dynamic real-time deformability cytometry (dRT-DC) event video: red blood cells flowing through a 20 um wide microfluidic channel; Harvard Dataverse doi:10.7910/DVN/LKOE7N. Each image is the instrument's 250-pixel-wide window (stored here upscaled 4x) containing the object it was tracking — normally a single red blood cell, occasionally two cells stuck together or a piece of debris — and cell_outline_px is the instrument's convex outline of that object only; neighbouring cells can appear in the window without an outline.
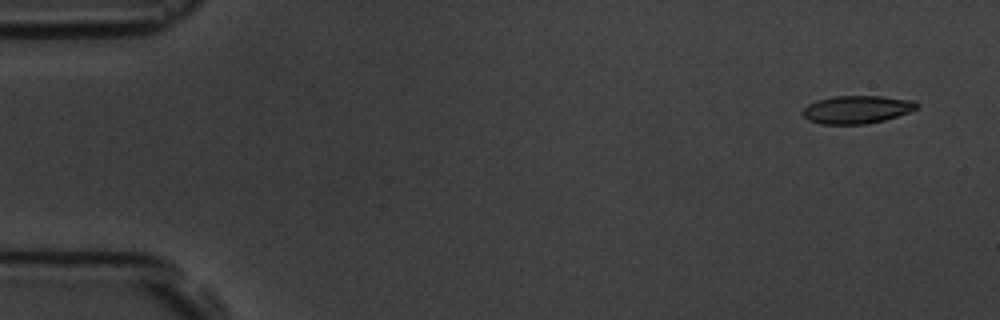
{"species": "common noctule bat (a hibernating species)", "species_latin": "Nyctalus noctula", "temperature_condition": "room temperature", "stored_images_in_passage": 5, "segment_of_instrument_passage": [1, 2], "camera_frame_rate_fps": 3000, "um_per_image_px": 0.085, "animal": {"sex": "male", "body_mass_g": 19.5, "forearm_length_mm": 54.6}, "frame": {"image": 1, "passage_image": 1, "time_ms": 0.0, "image_size_px": [1000, 320], "cell_outline_px": [[920, 104], [916, 108], [908, 112], [884, 120], [864, 124], [820, 124], [808, 120], [800, 112], [808, 104], [816, 100], [832, 96], [880, 96], [916, 100]], "centroid_in_image_um": [72.81, 9.3], "position_along_channel_um": 12.2, "area_um2": 18.67}}
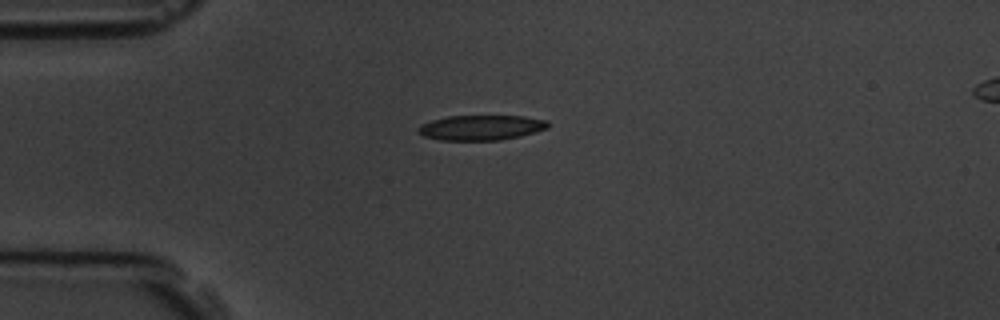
{"frame": {"image": 2, "passage_image": 4, "time_ms": 3.667, "image_size_px": [1000, 320], "cell_outline_px": [[548, 128], [520, 136], [500, 140], [440, 140], [424, 136], [416, 132], [416, 128], [420, 124], [432, 120], [448, 116], [524, 116], [548, 120]], "centroid_in_image_um": [40.86, 10.84], "position_along_channel_um": 44.1, "area_um2": 19.02}}